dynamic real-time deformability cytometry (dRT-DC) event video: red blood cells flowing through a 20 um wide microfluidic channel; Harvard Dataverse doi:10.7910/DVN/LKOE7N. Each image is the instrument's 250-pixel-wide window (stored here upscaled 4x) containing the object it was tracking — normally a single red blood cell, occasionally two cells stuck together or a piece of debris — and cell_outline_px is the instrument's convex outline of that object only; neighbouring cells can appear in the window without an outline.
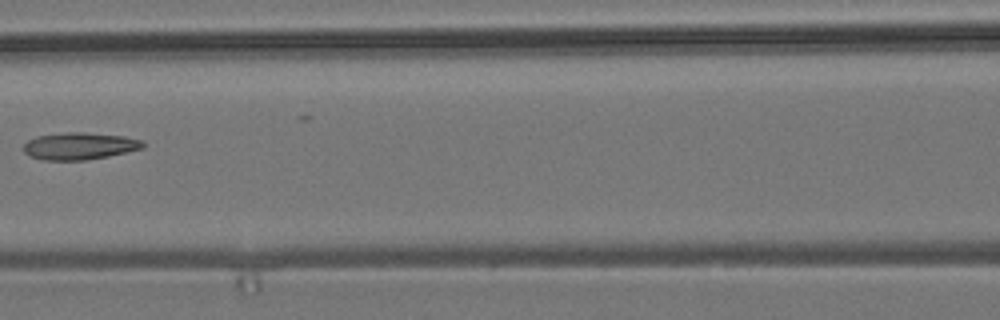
{"species": "common noctule bat (a hibernating species)", "species_latin": "Nyctalus noctula", "temperature_condition": "room temperature", "stored_images_in_passage": 8, "camera_frame_rate_fps": 3000, "um_per_image_px": 0.085, "animal": {"sex": "male", "body_mass_g": 19.2, "forearm_length_mm": 51.8}, "frame": {"image": 1, "passage_image": 5, "time_ms": 1.333, "image_size_px": [1000, 320], "cell_outline_px": [[144, 148], [108, 156], [84, 160], [44, 160], [32, 156], [24, 152], [24, 144], [28, 140], [36, 136], [64, 132], [84, 132], [124, 136], [144, 140]], "centroid_in_image_um": [6.78, 12.4], "position_along_channel_um": 159.8, "area_um2": 18.84}}
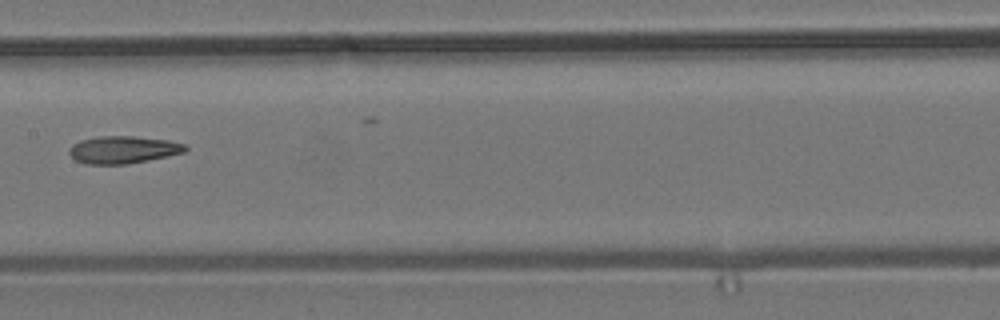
{"frame": {"image": 2, "passage_image": 6, "time_ms": 1.667, "image_size_px": [1000, 320], "cell_outline_px": [[188, 148], [184, 152], [148, 160], [128, 164], [84, 164], [76, 160], [68, 152], [68, 148], [72, 144], [80, 140], [100, 136], [132, 136], [168, 140], [184, 144]], "centroid_in_image_um": [10.42, 12.72], "position_along_channel_um": 197.0, "area_um2": 18.5}}
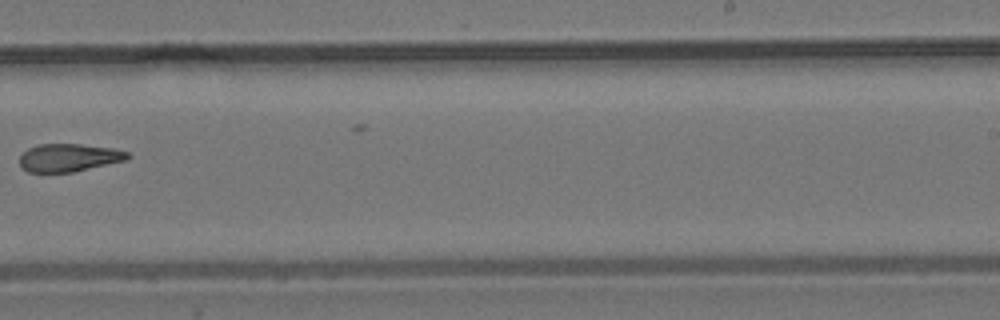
{"frame": {"image": 3, "passage_image": 8, "time_ms": 2.333, "image_size_px": [1000, 320], "cell_outline_px": [[132, 156], [128, 160], [72, 172], [28, 172], [20, 168], [20, 156], [28, 148], [36, 144], [80, 144], [112, 148], [128, 152]], "centroid_in_image_um": [5.86, 13.4], "position_along_channel_um": 283.1, "area_um2": 17.69}}